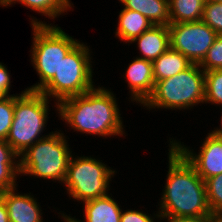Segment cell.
Returning <instances> with one entry per match:
<instances>
[{"instance_id": "6da1fadb", "label": "cell", "mask_w": 222, "mask_h": 222, "mask_svg": "<svg viewBox=\"0 0 222 222\" xmlns=\"http://www.w3.org/2000/svg\"><path fill=\"white\" fill-rule=\"evenodd\" d=\"M170 145L169 169L160 201L161 210L155 218L212 215L205 181L184 155L172 143Z\"/></svg>"}, {"instance_id": "7a4b0ae2", "label": "cell", "mask_w": 222, "mask_h": 222, "mask_svg": "<svg viewBox=\"0 0 222 222\" xmlns=\"http://www.w3.org/2000/svg\"><path fill=\"white\" fill-rule=\"evenodd\" d=\"M114 94L104 87L62 100L57 110L62 120L78 132L98 136H123L122 117Z\"/></svg>"}, {"instance_id": "3957f363", "label": "cell", "mask_w": 222, "mask_h": 222, "mask_svg": "<svg viewBox=\"0 0 222 222\" xmlns=\"http://www.w3.org/2000/svg\"><path fill=\"white\" fill-rule=\"evenodd\" d=\"M33 46L31 62L39 75L40 83L26 90L40 91L55 75L69 51L78 43L57 25L52 26L31 19Z\"/></svg>"}, {"instance_id": "277c9868", "label": "cell", "mask_w": 222, "mask_h": 222, "mask_svg": "<svg viewBox=\"0 0 222 222\" xmlns=\"http://www.w3.org/2000/svg\"><path fill=\"white\" fill-rule=\"evenodd\" d=\"M205 71L192 63L173 77L155 82L154 90L143 107L165 109H189L204 103Z\"/></svg>"}, {"instance_id": "5b68a950", "label": "cell", "mask_w": 222, "mask_h": 222, "mask_svg": "<svg viewBox=\"0 0 222 222\" xmlns=\"http://www.w3.org/2000/svg\"><path fill=\"white\" fill-rule=\"evenodd\" d=\"M18 95H15L14 119L6 142L20 156L28 147L44 138L39 134L42 135L46 127L49 99L39 91L25 90Z\"/></svg>"}, {"instance_id": "8992f818", "label": "cell", "mask_w": 222, "mask_h": 222, "mask_svg": "<svg viewBox=\"0 0 222 222\" xmlns=\"http://www.w3.org/2000/svg\"><path fill=\"white\" fill-rule=\"evenodd\" d=\"M45 136L20 155V174L64 182L72 152L63 133Z\"/></svg>"}, {"instance_id": "52a82bcc", "label": "cell", "mask_w": 222, "mask_h": 222, "mask_svg": "<svg viewBox=\"0 0 222 222\" xmlns=\"http://www.w3.org/2000/svg\"><path fill=\"white\" fill-rule=\"evenodd\" d=\"M91 62L89 48L79 41L61 61L54 77L39 92L47 98L55 97L58 106L62 100L92 90L95 86Z\"/></svg>"}, {"instance_id": "ba28073f", "label": "cell", "mask_w": 222, "mask_h": 222, "mask_svg": "<svg viewBox=\"0 0 222 222\" xmlns=\"http://www.w3.org/2000/svg\"><path fill=\"white\" fill-rule=\"evenodd\" d=\"M71 156L63 182L69 196L86 202L108 195L107 189L115 171L92 157Z\"/></svg>"}, {"instance_id": "9c48e42d", "label": "cell", "mask_w": 222, "mask_h": 222, "mask_svg": "<svg viewBox=\"0 0 222 222\" xmlns=\"http://www.w3.org/2000/svg\"><path fill=\"white\" fill-rule=\"evenodd\" d=\"M170 48L186 56L191 63L200 64L218 34L202 20L170 23Z\"/></svg>"}, {"instance_id": "30bf717a", "label": "cell", "mask_w": 222, "mask_h": 222, "mask_svg": "<svg viewBox=\"0 0 222 222\" xmlns=\"http://www.w3.org/2000/svg\"><path fill=\"white\" fill-rule=\"evenodd\" d=\"M171 141L184 157L194 166L197 174L205 181L222 173V138L208 133L199 154L196 155L176 140Z\"/></svg>"}, {"instance_id": "8fae6325", "label": "cell", "mask_w": 222, "mask_h": 222, "mask_svg": "<svg viewBox=\"0 0 222 222\" xmlns=\"http://www.w3.org/2000/svg\"><path fill=\"white\" fill-rule=\"evenodd\" d=\"M125 73L131 96H133L131 101H136L143 105L152 94L155 86L152 62L136 57L129 64Z\"/></svg>"}, {"instance_id": "7c38bea8", "label": "cell", "mask_w": 222, "mask_h": 222, "mask_svg": "<svg viewBox=\"0 0 222 222\" xmlns=\"http://www.w3.org/2000/svg\"><path fill=\"white\" fill-rule=\"evenodd\" d=\"M16 187L4 191L0 197L4 200L9 222H43L39 204L30 194H18Z\"/></svg>"}, {"instance_id": "4fadbf2b", "label": "cell", "mask_w": 222, "mask_h": 222, "mask_svg": "<svg viewBox=\"0 0 222 222\" xmlns=\"http://www.w3.org/2000/svg\"><path fill=\"white\" fill-rule=\"evenodd\" d=\"M137 42L143 58L154 62L161 54L170 48V34L168 26L152 25L140 36L134 38L130 43Z\"/></svg>"}, {"instance_id": "5bb4252c", "label": "cell", "mask_w": 222, "mask_h": 222, "mask_svg": "<svg viewBox=\"0 0 222 222\" xmlns=\"http://www.w3.org/2000/svg\"><path fill=\"white\" fill-rule=\"evenodd\" d=\"M86 222H120L122 210L118 203L106 195L84 202ZM65 222H82L71 216L62 215Z\"/></svg>"}, {"instance_id": "9a60e30c", "label": "cell", "mask_w": 222, "mask_h": 222, "mask_svg": "<svg viewBox=\"0 0 222 222\" xmlns=\"http://www.w3.org/2000/svg\"><path fill=\"white\" fill-rule=\"evenodd\" d=\"M125 9L140 12L153 25L170 24L169 0H119Z\"/></svg>"}, {"instance_id": "2e32d148", "label": "cell", "mask_w": 222, "mask_h": 222, "mask_svg": "<svg viewBox=\"0 0 222 222\" xmlns=\"http://www.w3.org/2000/svg\"><path fill=\"white\" fill-rule=\"evenodd\" d=\"M153 24L137 11L122 9L119 14L118 27L115 35L124 42H131L148 30Z\"/></svg>"}, {"instance_id": "e0dca14e", "label": "cell", "mask_w": 222, "mask_h": 222, "mask_svg": "<svg viewBox=\"0 0 222 222\" xmlns=\"http://www.w3.org/2000/svg\"><path fill=\"white\" fill-rule=\"evenodd\" d=\"M191 61L178 51L169 48L152 62L153 77L155 82L169 77L187 69Z\"/></svg>"}, {"instance_id": "ac0fdd59", "label": "cell", "mask_w": 222, "mask_h": 222, "mask_svg": "<svg viewBox=\"0 0 222 222\" xmlns=\"http://www.w3.org/2000/svg\"><path fill=\"white\" fill-rule=\"evenodd\" d=\"M19 157L6 141L0 140V194L16 187V176L20 175L19 160H16Z\"/></svg>"}, {"instance_id": "d6986e66", "label": "cell", "mask_w": 222, "mask_h": 222, "mask_svg": "<svg viewBox=\"0 0 222 222\" xmlns=\"http://www.w3.org/2000/svg\"><path fill=\"white\" fill-rule=\"evenodd\" d=\"M206 0H169L170 23L200 21Z\"/></svg>"}, {"instance_id": "ffe728a7", "label": "cell", "mask_w": 222, "mask_h": 222, "mask_svg": "<svg viewBox=\"0 0 222 222\" xmlns=\"http://www.w3.org/2000/svg\"><path fill=\"white\" fill-rule=\"evenodd\" d=\"M16 1L52 19L72 8L70 0H9L4 6H9Z\"/></svg>"}, {"instance_id": "44dd1931", "label": "cell", "mask_w": 222, "mask_h": 222, "mask_svg": "<svg viewBox=\"0 0 222 222\" xmlns=\"http://www.w3.org/2000/svg\"><path fill=\"white\" fill-rule=\"evenodd\" d=\"M204 102L222 105V69L205 71Z\"/></svg>"}, {"instance_id": "7402d4cb", "label": "cell", "mask_w": 222, "mask_h": 222, "mask_svg": "<svg viewBox=\"0 0 222 222\" xmlns=\"http://www.w3.org/2000/svg\"><path fill=\"white\" fill-rule=\"evenodd\" d=\"M209 208L213 215L222 216V173L205 180Z\"/></svg>"}, {"instance_id": "603a6c76", "label": "cell", "mask_w": 222, "mask_h": 222, "mask_svg": "<svg viewBox=\"0 0 222 222\" xmlns=\"http://www.w3.org/2000/svg\"><path fill=\"white\" fill-rule=\"evenodd\" d=\"M15 95L0 98V140L6 141L14 119Z\"/></svg>"}, {"instance_id": "cb8c5ba5", "label": "cell", "mask_w": 222, "mask_h": 222, "mask_svg": "<svg viewBox=\"0 0 222 222\" xmlns=\"http://www.w3.org/2000/svg\"><path fill=\"white\" fill-rule=\"evenodd\" d=\"M201 20L222 35V2L206 1Z\"/></svg>"}, {"instance_id": "d4e9b609", "label": "cell", "mask_w": 222, "mask_h": 222, "mask_svg": "<svg viewBox=\"0 0 222 222\" xmlns=\"http://www.w3.org/2000/svg\"><path fill=\"white\" fill-rule=\"evenodd\" d=\"M204 71L222 69V35H218L199 64Z\"/></svg>"}, {"instance_id": "484cf974", "label": "cell", "mask_w": 222, "mask_h": 222, "mask_svg": "<svg viewBox=\"0 0 222 222\" xmlns=\"http://www.w3.org/2000/svg\"><path fill=\"white\" fill-rule=\"evenodd\" d=\"M151 216L136 210L122 212L120 222H154Z\"/></svg>"}, {"instance_id": "4316f807", "label": "cell", "mask_w": 222, "mask_h": 222, "mask_svg": "<svg viewBox=\"0 0 222 222\" xmlns=\"http://www.w3.org/2000/svg\"><path fill=\"white\" fill-rule=\"evenodd\" d=\"M160 219H167L169 222H215V215L160 217Z\"/></svg>"}, {"instance_id": "83f0119b", "label": "cell", "mask_w": 222, "mask_h": 222, "mask_svg": "<svg viewBox=\"0 0 222 222\" xmlns=\"http://www.w3.org/2000/svg\"><path fill=\"white\" fill-rule=\"evenodd\" d=\"M10 83L11 81L9 72L7 71L6 66L0 63V98L10 96Z\"/></svg>"}, {"instance_id": "f1b7e54d", "label": "cell", "mask_w": 222, "mask_h": 222, "mask_svg": "<svg viewBox=\"0 0 222 222\" xmlns=\"http://www.w3.org/2000/svg\"><path fill=\"white\" fill-rule=\"evenodd\" d=\"M0 222H9L8 210L4 200L0 197Z\"/></svg>"}, {"instance_id": "f546056e", "label": "cell", "mask_w": 222, "mask_h": 222, "mask_svg": "<svg viewBox=\"0 0 222 222\" xmlns=\"http://www.w3.org/2000/svg\"><path fill=\"white\" fill-rule=\"evenodd\" d=\"M221 126H222V117H221ZM210 133L222 138V127L220 129L217 128Z\"/></svg>"}, {"instance_id": "4dcf8cb0", "label": "cell", "mask_w": 222, "mask_h": 222, "mask_svg": "<svg viewBox=\"0 0 222 222\" xmlns=\"http://www.w3.org/2000/svg\"><path fill=\"white\" fill-rule=\"evenodd\" d=\"M215 222H222V216L215 215Z\"/></svg>"}, {"instance_id": "1f68e13d", "label": "cell", "mask_w": 222, "mask_h": 222, "mask_svg": "<svg viewBox=\"0 0 222 222\" xmlns=\"http://www.w3.org/2000/svg\"><path fill=\"white\" fill-rule=\"evenodd\" d=\"M9 0H0V5L4 6Z\"/></svg>"}, {"instance_id": "d6a6232c", "label": "cell", "mask_w": 222, "mask_h": 222, "mask_svg": "<svg viewBox=\"0 0 222 222\" xmlns=\"http://www.w3.org/2000/svg\"><path fill=\"white\" fill-rule=\"evenodd\" d=\"M206 1H212V2H222V0H206Z\"/></svg>"}]
</instances>
